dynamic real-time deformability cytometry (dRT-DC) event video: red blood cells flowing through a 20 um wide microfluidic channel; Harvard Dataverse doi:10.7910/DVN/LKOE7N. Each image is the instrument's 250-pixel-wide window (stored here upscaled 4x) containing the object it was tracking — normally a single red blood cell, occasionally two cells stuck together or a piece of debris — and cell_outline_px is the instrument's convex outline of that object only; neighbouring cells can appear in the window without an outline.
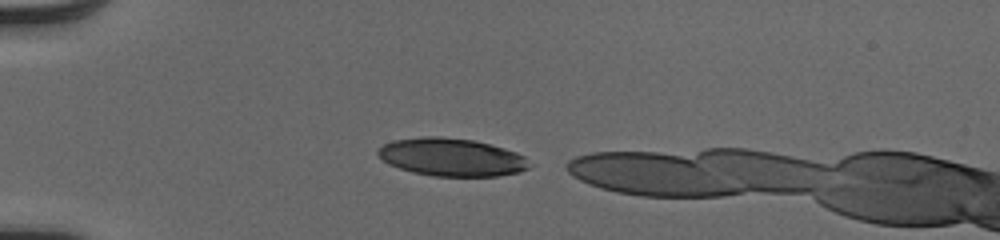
{"species": "human", "species_latin": "Homo sapiens", "temperature_condition": "cold", "stored_images_in_passage": 33, "camera_frame_rate_fps": 3000, "um_per_image_px": 0.085, "donor": {"sex": "male"}, "frame": {"image": 1, "passage_image": 2, "time_ms": 0.333, "image_size_px": [1000, 240], "cell_outline_px": [[536, 164], [520, 172], [496, 176], [432, 176], [412, 172], [388, 164], [376, 152], [384, 144], [396, 140], [428, 136], [440, 136], [472, 140], [504, 148], [516, 152], [524, 156]], "centroid_in_image_um": [38.45, 13.37], "position_along_channel_um": 46.6, "area_um2": 33.41}}
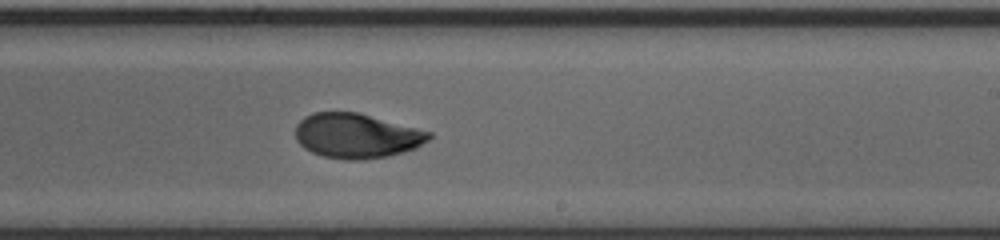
{"frame": {"image": 2, "passage_image": 20, "time_ms": 6.333, "image_size_px": [1000, 240], "cell_outline_px": [[432, 136], [428, 140], [416, 148], [404, 152], [388, 156], [360, 160], [344, 160], [324, 156], [312, 152], [304, 148], [296, 140], [296, 124], [304, 116], [312, 112], [360, 112], [432, 132]], "centroid_in_image_um": [30.31, 11.53], "position_along_channel_um": 258.7, "area_um2": 35.08}}
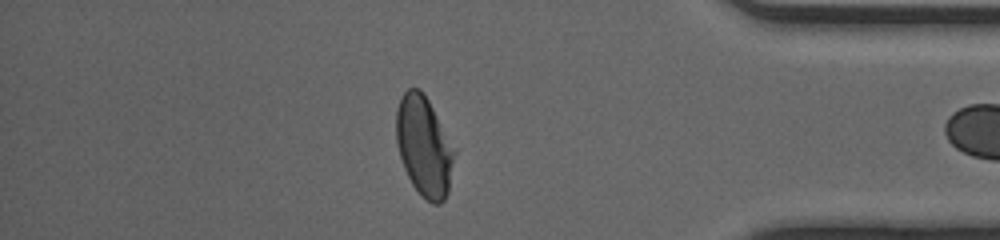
{"frame": {"image": 3, "passage_image": 32, "time_ms": 10.333, "image_size_px": [1000, 240], "cell_outline_px": [[456, 152], [448, 192], [444, 200], [440, 204], [432, 204], [420, 196], [412, 184], [404, 168], [400, 156], [396, 140], [396, 108], [404, 92], [408, 88], [420, 88], [428, 100]], "centroid_in_image_um": [36.04, 12.46], "position_along_channel_um": 399.2, "area_um2": 33.76}}